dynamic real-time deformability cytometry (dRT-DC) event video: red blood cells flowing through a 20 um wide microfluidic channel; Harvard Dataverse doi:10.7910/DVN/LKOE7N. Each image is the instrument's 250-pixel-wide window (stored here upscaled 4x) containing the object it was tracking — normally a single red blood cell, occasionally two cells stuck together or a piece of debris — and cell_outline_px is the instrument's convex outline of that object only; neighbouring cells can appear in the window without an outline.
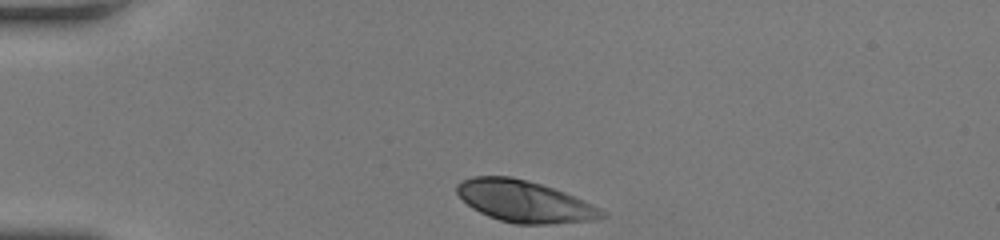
{"species": "human", "species_latin": "Homo sapiens", "temperature_condition": "room temperature", "stored_images_in_passage": 31, "camera_frame_rate_fps": 3000, "um_per_image_px": 0.085, "donor": {"sex": "female"}, "frame": {"image": 1, "passage_image": 1, "time_ms": 0.0, "image_size_px": [1000, 240], "cell_outline_px": [[604, 216], [596, 220], [552, 224], [516, 224], [500, 220], [488, 216], [472, 208], [456, 192], [456, 184], [460, 180], [472, 176], [512, 176], [528, 180], [564, 192], [584, 200], [592, 204], [604, 212]], "centroid_in_image_um": [44.55, 17.11], "position_along_channel_um": 40.5, "area_um2": 35.08}}
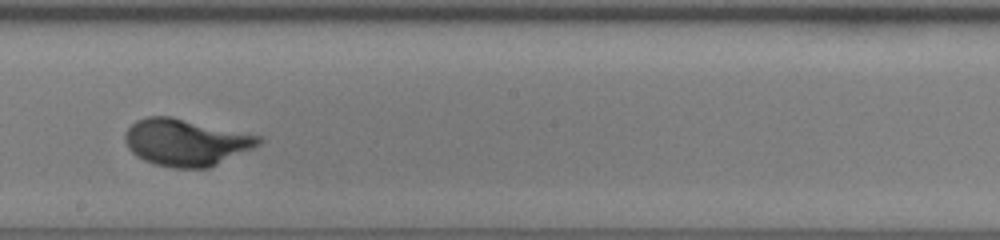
{"frame": {"image": 2, "passage_image": 18, "time_ms": 5.667, "image_size_px": [1000, 240], "cell_outline_px": [[264, 140], [260, 144], [252, 148], [208, 168], [172, 168], [156, 164], [144, 160], [136, 156], [128, 148], [124, 140], [124, 136], [128, 128], [136, 120], [148, 116], [172, 116], [260, 136]], "centroid_in_image_um": [15.77, 12.09], "position_along_channel_um": 232.4, "area_um2": 36.36}}
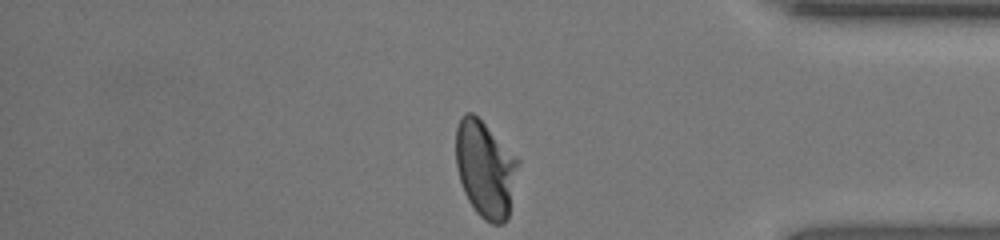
{"frame": {"image": 3, "passage_image": 31, "time_ms": 10.0, "image_size_px": [1000, 240], "cell_outline_px": [[520, 160], [508, 216], [504, 224], [492, 224], [484, 220], [476, 212], [468, 200], [464, 192], [460, 180], [456, 164], [456, 128], [460, 116], [464, 112], [472, 112]], "centroid_in_image_um": [41.24, 14.38], "position_along_channel_um": 394.0, "area_um2": 34.85}, "authors_computed_cell_mechanics": {"area_um2": 35.258, "velocity_mm_per_s": 4.1701, "shape_relaxation_time_tau1_ms": 2.4357, "shape_relaxation_time_tau2_ms": null, "deformation_change_tau1": 0.1745, "deformation_change_tau2": null}}